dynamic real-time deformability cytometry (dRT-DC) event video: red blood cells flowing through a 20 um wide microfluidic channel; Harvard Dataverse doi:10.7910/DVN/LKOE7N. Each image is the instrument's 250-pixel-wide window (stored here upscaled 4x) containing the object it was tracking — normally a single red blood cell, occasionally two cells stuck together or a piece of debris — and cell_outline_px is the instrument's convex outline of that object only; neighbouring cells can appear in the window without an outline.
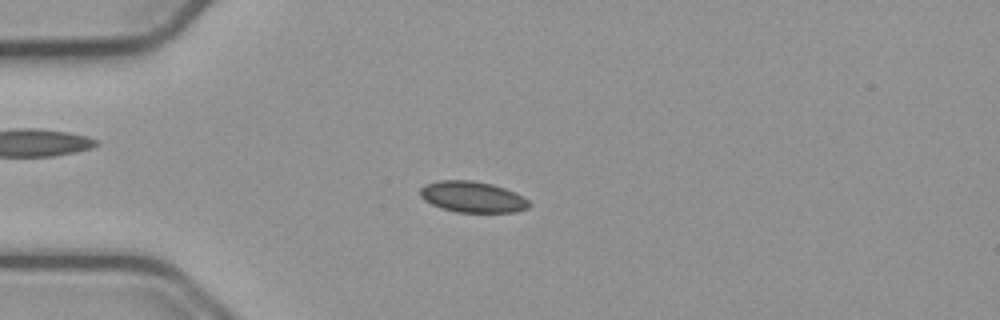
{"species": "common noctule bat (a hibernating species)", "species_latin": "Nyctalus noctula", "temperature_condition": "cold", "stored_images_in_passage": 55, "camera_frame_rate_fps": 3000, "um_per_image_px": 0.085, "animal": {"sex": "male", "body_mass_g": 23.1, "forearm_length_mm": 52.7}, "frame": {"image": 1, "passage_image": 14, "time_ms": 4.333, "image_size_px": [1000, 320], "cell_outline_px": [[532, 204], [528, 208], [516, 212], [456, 212], [440, 208], [424, 200], [420, 196], [420, 188], [424, 184], [440, 180], [472, 180], [492, 184], [516, 192], [524, 196]], "centroid_in_image_um": [40.17, 16.73], "position_along_channel_um": 44.8, "area_um2": 19.94}}
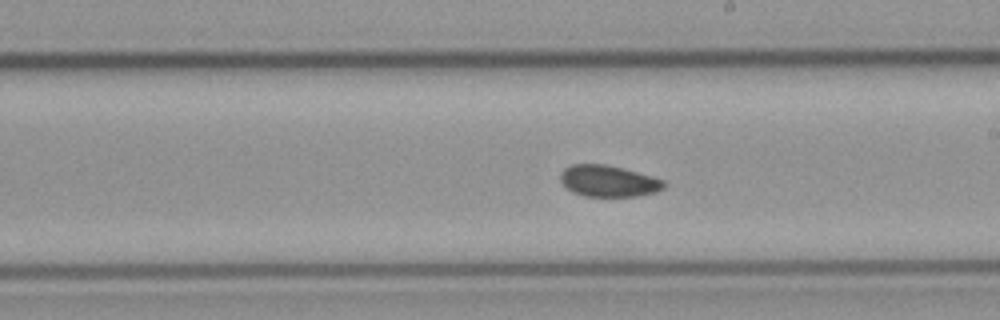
{"frame": {"image": 2, "passage_image": 31, "time_ms": 10.0, "image_size_px": [1000, 320], "cell_outline_px": [[664, 188], [656, 192], [636, 196], [584, 196], [572, 192], [560, 180], [560, 172], [564, 168], [572, 164], [604, 164], [636, 172], [664, 180]], "centroid_in_image_um": [51.68, 15.39], "position_along_channel_um": 237.3, "area_um2": 18.73}}
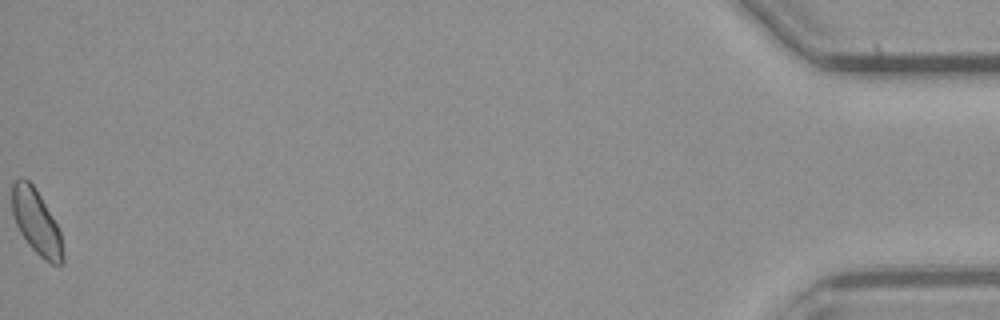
{"frame": {"image": 3, "passage_image": 55, "time_ms": 18.0, "image_size_px": [1000, 320], "cell_outline_px": [[64, 264], [52, 264], [44, 260], [28, 244], [20, 232], [16, 224], [12, 212], [12, 184], [20, 176], [24, 176], [36, 188], [52, 216], [60, 232], [64, 256]], "centroid_in_image_um": [3.08, 18.86], "position_along_channel_um": 432.1, "area_um2": 19.19}, "authors_computed_cell_mechanics": {"area_um2": 19.3052, "velocity_mm_per_s": 3.7481, "shape_relaxation_time_tau1_ms": null, "shape_relaxation_time_tau2_ms": 9.9702, "deformation_change_tau1": null, "deformation_change_tau2": 0.1197}}